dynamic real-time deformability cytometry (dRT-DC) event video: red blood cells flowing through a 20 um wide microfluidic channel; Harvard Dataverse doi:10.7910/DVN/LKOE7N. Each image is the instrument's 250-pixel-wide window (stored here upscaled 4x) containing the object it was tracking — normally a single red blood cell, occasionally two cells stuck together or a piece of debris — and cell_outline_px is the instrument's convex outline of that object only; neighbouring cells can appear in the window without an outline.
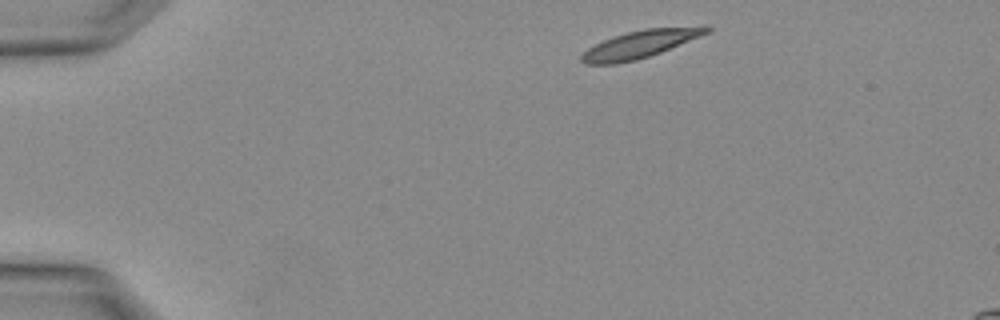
{"species": "Egyptian fruit bat (a non-hibernating species)", "species_latin": "Rousettus aegyptiacus", "temperature_condition": "warm", "stored_images_in_passage": 3, "camera_frame_rate_fps": 3000, "um_per_image_px": 0.085, "animal": {"sex": "female"}, "frame": {"image": 1, "passage_image": 1, "time_ms": 0.0, "image_size_px": [1000, 320], "cell_outline_px": [[712, 28], [708, 32], [660, 52], [636, 60], [616, 64], [588, 64], [580, 60], [580, 56], [588, 48], [604, 40], [628, 32], [644, 28], [708, 24]], "centroid_in_image_um": [54.46, 3.72], "position_along_channel_um": 30.5, "area_um2": 20.06}}